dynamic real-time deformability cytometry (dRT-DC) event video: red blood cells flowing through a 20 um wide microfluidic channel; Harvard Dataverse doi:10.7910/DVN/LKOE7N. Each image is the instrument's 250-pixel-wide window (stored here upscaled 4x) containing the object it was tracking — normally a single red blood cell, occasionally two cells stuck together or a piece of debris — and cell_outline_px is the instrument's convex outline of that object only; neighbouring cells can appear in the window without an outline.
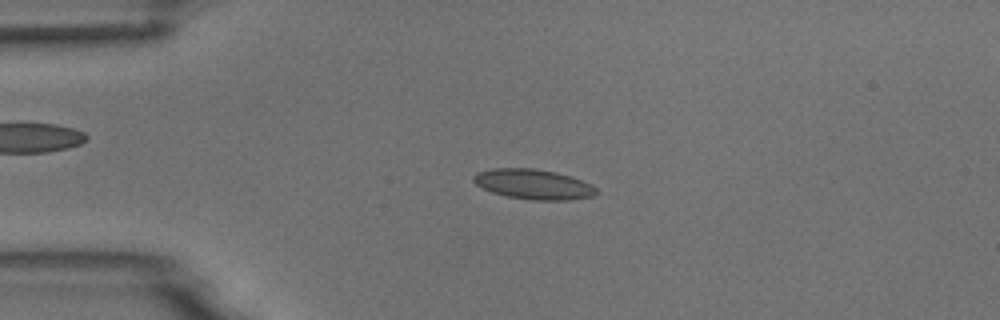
{"species": "common noctule bat (a hibernating species)", "species_latin": "Nyctalus noctula", "temperature_condition": "room temperature", "stored_images_in_passage": 53, "camera_frame_rate_fps": 3000, "um_per_image_px": 0.085, "animal": {"sex": "male", "body_mass_g": 18.8}, "frame": {"image": 1, "passage_image": 12, "time_ms": 3.667, "image_size_px": [1000, 320], "cell_outline_px": [[600, 192], [592, 196], [568, 200], [536, 200], [508, 196], [492, 192], [476, 184], [472, 180], [472, 176], [476, 172], [492, 168], [532, 168], [556, 172], [592, 184]], "centroid_in_image_um": [45.33, 15.65], "position_along_channel_um": 39.7, "area_um2": 21.39}}
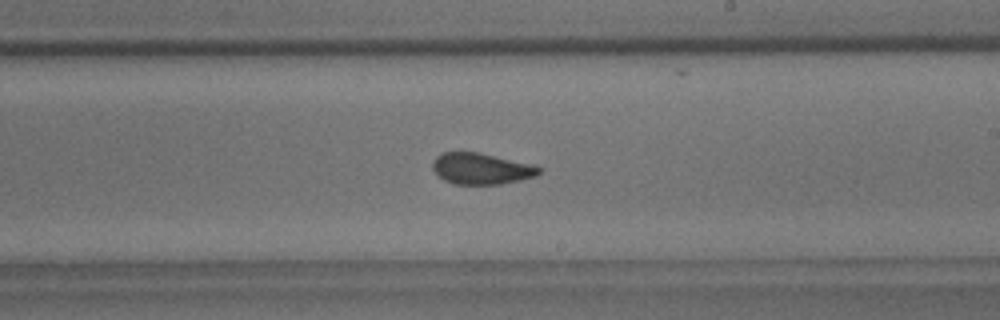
{"frame": {"image": 2, "passage_image": 31, "time_ms": 10.0, "image_size_px": [1000, 320], "cell_outline_px": [[540, 172], [536, 176], [520, 180], [500, 184], [452, 184], [444, 180], [432, 168], [432, 164], [436, 156], [444, 152], [476, 152], [536, 164], [540, 168]], "centroid_in_image_um": [40.93, 14.33], "position_along_channel_um": 248.1, "area_um2": 19.36}}
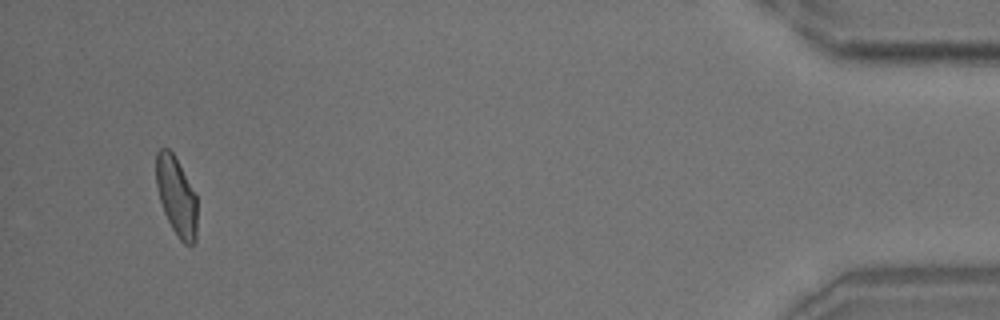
{"frame": {"image": 3, "passage_image": 51, "time_ms": 16.667, "image_size_px": [1000, 320], "cell_outline_px": [[196, 240], [192, 244], [184, 244], [180, 240], [172, 228], [164, 212], [160, 200], [156, 184], [156, 152], [160, 148], [168, 148], [172, 152], [196, 196]], "centroid_in_image_um": [14.98, 16.69], "position_along_channel_um": 420.2, "area_um2": 18.44}, "authors_computed_cell_mechanics": {"area_um2": 19.9988, "velocity_mm_per_s": 3.7213, "shape_relaxation_time_tau1_ms": 6.3102, "shape_relaxation_time_tau2_ms": 1.3334, "deformation_change_tau1": 0.1488, "deformation_change_tau2": 0.0621}}